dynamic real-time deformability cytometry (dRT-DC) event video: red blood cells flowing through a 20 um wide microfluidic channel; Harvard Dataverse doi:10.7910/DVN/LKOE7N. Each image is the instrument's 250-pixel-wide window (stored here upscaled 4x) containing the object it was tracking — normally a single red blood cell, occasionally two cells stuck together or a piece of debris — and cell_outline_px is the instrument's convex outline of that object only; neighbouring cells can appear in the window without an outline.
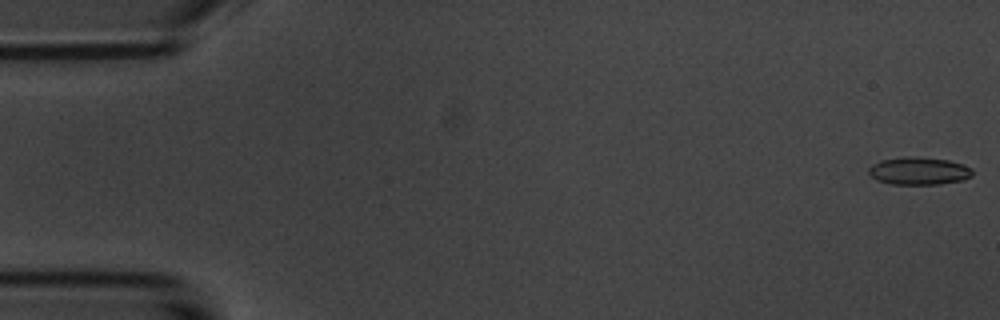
{"species": "common noctule bat (a hibernating species)", "species_latin": "Nyctalus noctula", "temperature_condition": "room temperature", "stored_images_in_passage": 5, "camera_frame_rate_fps": 3000, "um_per_image_px": 0.085, "animal": {"sex": "male", "body_mass_g": 20.1, "forearm_length_mm": 53.5}, "frame": {"image": 1, "passage_image": 1, "time_ms": 0.0, "image_size_px": [1000, 320], "cell_outline_px": [[972, 176], [964, 180], [940, 184], [892, 184], [876, 180], [868, 172], [868, 168], [872, 164], [880, 160], [900, 156], [916, 156], [948, 160], [972, 168]], "centroid_in_image_um": [78.08, 14.52], "position_along_channel_um": 6.9, "area_um2": 16.88}}
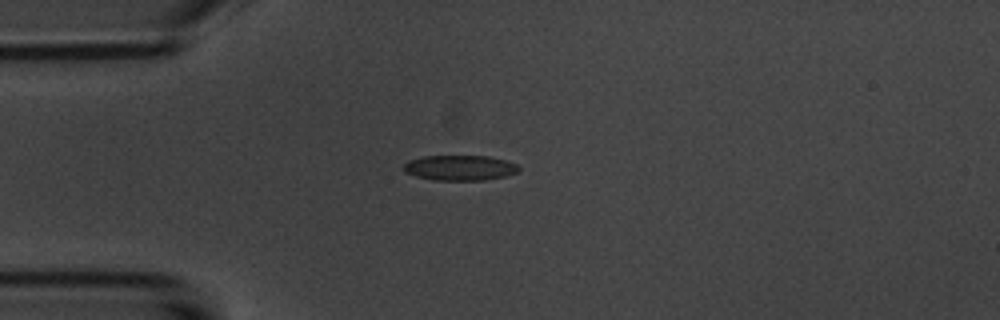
{"frame": {"image": 2, "passage_image": 5, "time_ms": 4.333, "image_size_px": [1000, 320], "cell_outline_px": [[520, 168], [516, 172], [504, 176], [484, 180], [432, 180], [416, 176], [404, 172], [404, 164], [408, 160], [424, 156], [488, 156], [504, 160], [516, 164]], "centroid_in_image_um": [39.05, 14.26], "position_along_channel_um": 46.0, "area_um2": 16.82}}